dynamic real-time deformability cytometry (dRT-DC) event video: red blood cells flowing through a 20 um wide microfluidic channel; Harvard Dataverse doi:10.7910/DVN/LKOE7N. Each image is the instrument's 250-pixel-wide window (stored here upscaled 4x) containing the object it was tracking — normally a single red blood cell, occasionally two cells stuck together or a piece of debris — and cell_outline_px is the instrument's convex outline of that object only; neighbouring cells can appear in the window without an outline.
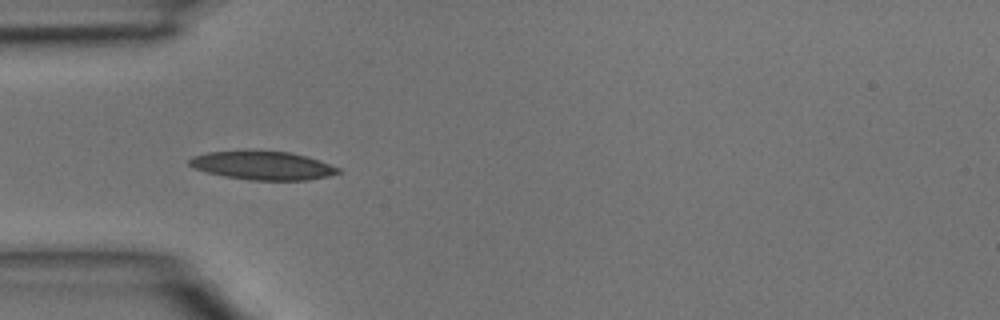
{"species": "common noctule bat (a hibernating species)", "species_latin": "Nyctalus noctula", "temperature_condition": "room temperature", "stored_images_in_passage": 3, "camera_frame_rate_fps": 3000, "um_per_image_px": 0.085, "animal": {"sex": "male", "body_mass_g": 15.6}, "frame": {"image": 1, "passage_image": 3, "time_ms": 0.667, "image_size_px": [1000, 320], "cell_outline_px": [[340, 172], [328, 176], [308, 180], [248, 180], [224, 176], [208, 172], [196, 168], [188, 164], [188, 160], [192, 156], [208, 152], [248, 148], [288, 152], [304, 156], [340, 168]], "centroid_in_image_um": [22.26, 14.03], "position_along_channel_um": 62.7, "area_um2": 25.14}}